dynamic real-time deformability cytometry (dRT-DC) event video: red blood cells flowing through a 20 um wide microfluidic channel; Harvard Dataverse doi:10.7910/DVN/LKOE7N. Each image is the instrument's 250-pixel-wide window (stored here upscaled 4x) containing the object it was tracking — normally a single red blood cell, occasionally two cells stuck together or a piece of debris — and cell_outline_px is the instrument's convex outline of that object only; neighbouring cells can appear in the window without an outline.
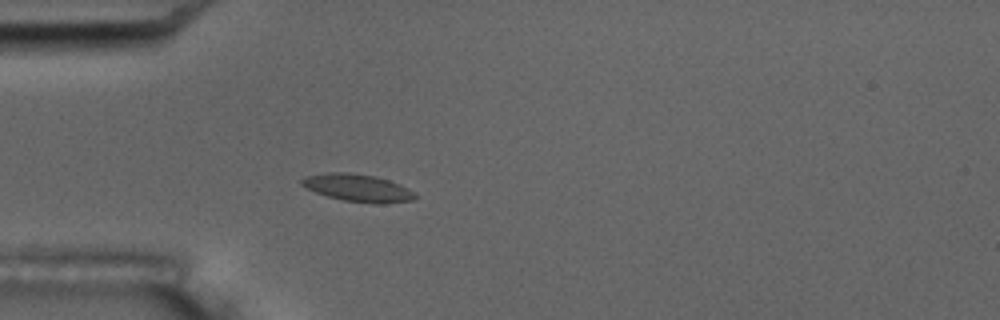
{"species": "common noctule bat (a hibernating species)", "species_latin": "Nyctalus noctula", "temperature_condition": "room temperature", "stored_images_in_passage": 5, "camera_frame_rate_fps": 3000, "um_per_image_px": 0.085, "animal": {"sex": "male", "body_mass_g": 17.5, "forearm_length_mm": 52.3}, "frame": {"image": 1, "passage_image": 5, "time_ms": 4.667, "image_size_px": [1000, 320], "cell_outline_px": [[416, 196], [412, 200], [376, 204], [344, 200], [328, 196], [316, 192], [300, 184], [300, 180], [304, 176], [328, 172], [348, 172], [376, 176], [400, 184], [416, 192]], "centroid_in_image_um": [30.41, 15.95], "position_along_channel_um": 54.6, "area_um2": 18.09}}